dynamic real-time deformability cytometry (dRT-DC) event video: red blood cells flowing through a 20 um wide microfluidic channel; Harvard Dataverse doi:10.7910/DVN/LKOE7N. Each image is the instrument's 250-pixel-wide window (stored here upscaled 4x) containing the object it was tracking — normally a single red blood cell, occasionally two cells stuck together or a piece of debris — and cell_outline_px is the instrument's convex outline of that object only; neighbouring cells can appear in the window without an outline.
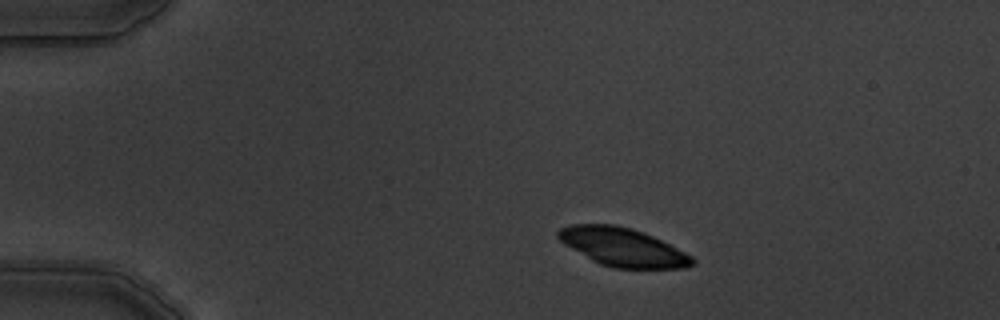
{"species": "common noctule bat (a hibernating species)", "species_latin": "Nyctalus noctula", "temperature_condition": "warm", "stored_images_in_passage": 9, "camera_frame_rate_fps": 3000, "um_per_image_px": 0.085, "animal": {"sex": "male", "body_mass_g": 19.5, "forearm_length_mm": 54.6}, "frame": {"image": 1, "passage_image": 1, "time_ms": 0.0, "image_size_px": [1000, 320], "cell_outline_px": [[696, 264], [684, 268], [612, 268], [600, 264], [592, 260], [564, 244], [556, 236], [556, 232], [560, 228], [572, 224], [616, 224], [632, 228], [644, 232], [692, 256], [696, 260]], "centroid_in_image_um": [52.92, 21.0], "position_along_channel_um": 32.1, "area_um2": 29.94}}